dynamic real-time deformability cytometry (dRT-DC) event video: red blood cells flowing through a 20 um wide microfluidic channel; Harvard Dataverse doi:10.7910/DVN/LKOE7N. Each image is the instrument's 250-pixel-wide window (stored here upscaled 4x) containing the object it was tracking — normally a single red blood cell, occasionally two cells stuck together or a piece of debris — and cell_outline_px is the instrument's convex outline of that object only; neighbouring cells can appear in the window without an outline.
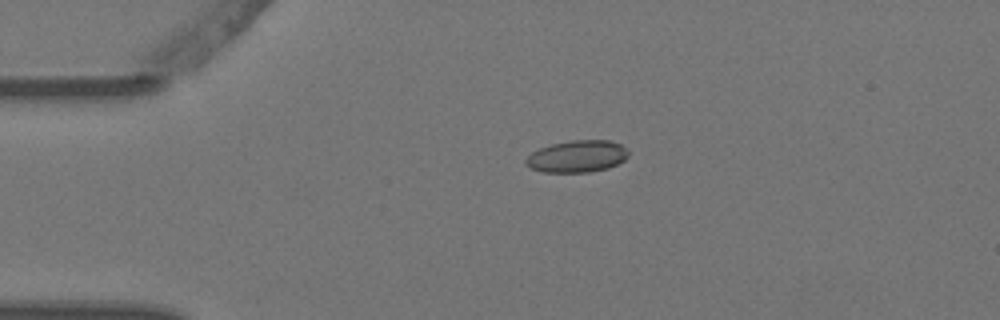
{"species": "Egyptian fruit bat (a non-hibernating species)", "species_latin": "Rousettus aegyptiacus", "temperature_condition": "warm", "stored_images_in_passage": 4, "camera_frame_rate_fps": 3000, "um_per_image_px": 0.085, "animal": {"sex": "female"}, "frame": {"image": 1, "passage_image": 3, "time_ms": 0.667, "image_size_px": [1000, 320], "cell_outline_px": [[628, 156], [624, 160], [608, 168], [588, 172], [544, 172], [528, 168], [524, 164], [524, 160], [532, 152], [540, 148], [552, 144], [572, 140], [608, 140], [620, 144], [628, 148]], "centroid_in_image_um": [49.04, 13.29], "position_along_channel_um": 36.0, "area_um2": 19.19}}